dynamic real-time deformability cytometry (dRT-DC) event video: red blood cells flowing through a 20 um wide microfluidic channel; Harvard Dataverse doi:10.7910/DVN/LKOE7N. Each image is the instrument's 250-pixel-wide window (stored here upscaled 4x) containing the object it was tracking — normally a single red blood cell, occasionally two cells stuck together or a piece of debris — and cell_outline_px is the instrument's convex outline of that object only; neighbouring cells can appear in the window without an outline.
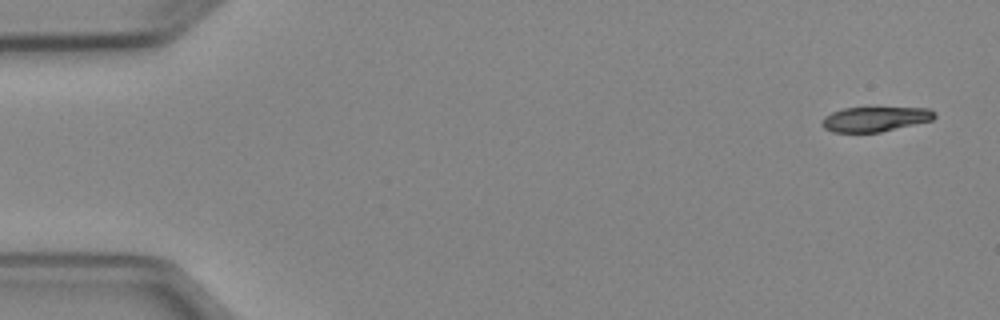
{"species": "Egyptian fruit bat (a non-hibernating species)", "species_latin": "Rousettus aegyptiacus", "temperature_condition": "cold", "stored_images_in_passage": 7, "camera_frame_rate_fps": 3000, "um_per_image_px": 0.085, "animal": {"sex": "female"}, "frame": {"image": 1, "passage_image": 1, "time_ms": 0.0, "image_size_px": [1000, 320], "cell_outline_px": [[936, 116], [932, 120], [880, 132], [832, 132], [824, 128], [820, 124], [820, 120], [824, 116], [832, 112], [844, 108], [928, 108], [936, 112]], "centroid_in_image_um": [74.34, 10.12], "position_along_channel_um": 10.7, "area_um2": 16.24}}
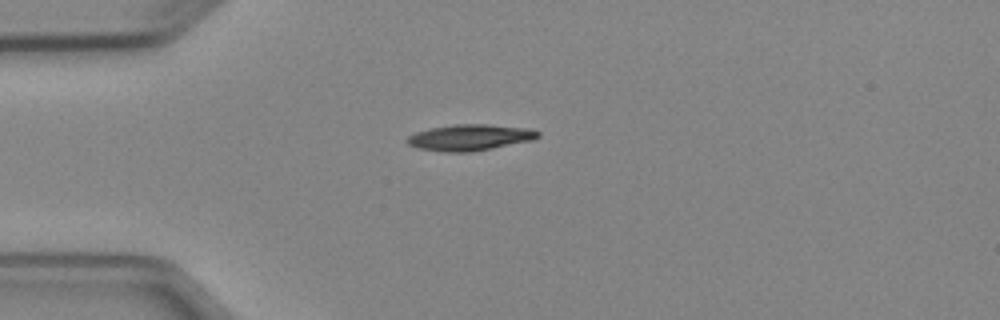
{"frame": {"image": 2, "passage_image": 4, "time_ms": 3.667, "image_size_px": [1000, 320], "cell_outline_px": [[540, 136], [532, 140], [472, 152], [444, 152], [416, 148], [408, 144], [408, 136], [416, 132], [432, 128], [456, 124], [488, 124], [532, 128], [540, 132]], "centroid_in_image_um": [39.97, 11.68], "position_along_channel_um": 45.0, "area_um2": 19.94}}
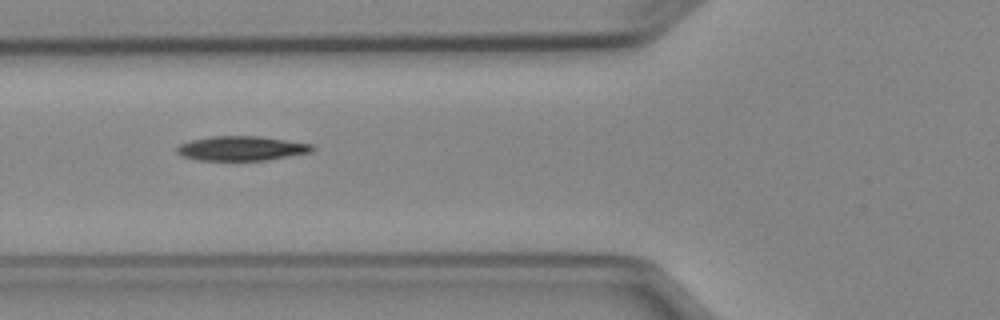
{"frame": {"image": 3, "passage_image": 6, "time_ms": 5.667, "image_size_px": [1000, 320], "cell_outline_px": [[316, 148], [312, 152], [268, 160], [196, 160], [180, 156], [176, 152], [176, 148], [180, 144], [192, 140], [212, 136], [256, 136], [312, 144]], "centroid_in_image_um": [20.51, 12.62], "position_along_channel_um": 105.3, "area_um2": 19.31}}